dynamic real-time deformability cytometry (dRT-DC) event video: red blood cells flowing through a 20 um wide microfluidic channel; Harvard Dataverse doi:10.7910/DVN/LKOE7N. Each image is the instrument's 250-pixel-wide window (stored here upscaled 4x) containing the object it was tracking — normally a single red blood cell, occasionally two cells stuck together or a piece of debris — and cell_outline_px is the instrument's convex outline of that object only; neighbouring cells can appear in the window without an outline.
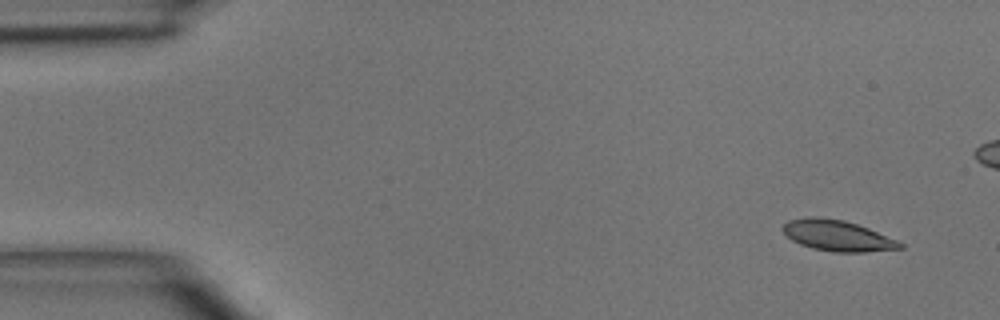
{"species": "common noctule bat (a hibernating species)", "species_latin": "Nyctalus noctula", "temperature_condition": "room temperature", "stored_images_in_passage": 5, "camera_frame_rate_fps": 3000, "um_per_image_px": 0.085, "animal": {"sex": "male", "body_mass_g": 15.6}, "frame": {"image": 1, "passage_image": 1, "time_ms": 0.0, "image_size_px": [1000, 320], "cell_outline_px": [[904, 248], [868, 252], [832, 252], [812, 248], [800, 244], [792, 240], [780, 228], [788, 220], [808, 216], [816, 216], [844, 220], [868, 228], [900, 240], [904, 244]], "centroid_in_image_um": [71.21, 20.03], "position_along_channel_um": 13.8, "area_um2": 21.33}}